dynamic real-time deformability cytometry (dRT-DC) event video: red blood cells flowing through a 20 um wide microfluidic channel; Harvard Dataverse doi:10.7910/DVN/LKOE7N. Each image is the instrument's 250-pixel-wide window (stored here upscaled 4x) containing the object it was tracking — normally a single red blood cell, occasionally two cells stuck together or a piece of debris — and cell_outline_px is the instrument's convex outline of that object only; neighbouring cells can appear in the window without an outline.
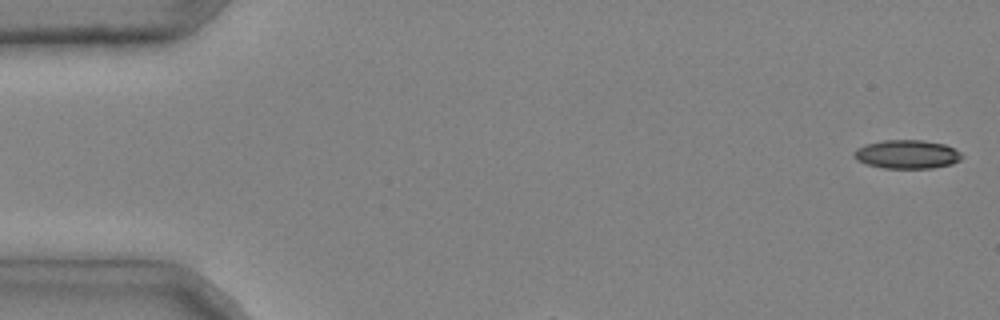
{"species": "common noctule bat (a hibernating species)", "species_latin": "Nyctalus noctula", "temperature_condition": "cold", "stored_images_in_passage": 6, "camera_frame_rate_fps": 3000, "um_per_image_px": 0.085, "animal": {"sex": "male", "body_mass_g": 20.4}, "frame": {"image": 1, "passage_image": 1, "time_ms": 0.0, "image_size_px": [1000, 320], "cell_outline_px": [[964, 156], [960, 160], [952, 164], [932, 168], [884, 168], [864, 164], [856, 160], [852, 156], [852, 152], [856, 148], [864, 144], [884, 140], [924, 140], [944, 144], [960, 152]], "centroid_in_image_um": [77.04, 13.12], "position_along_channel_um": 8.0, "area_um2": 18.26}}
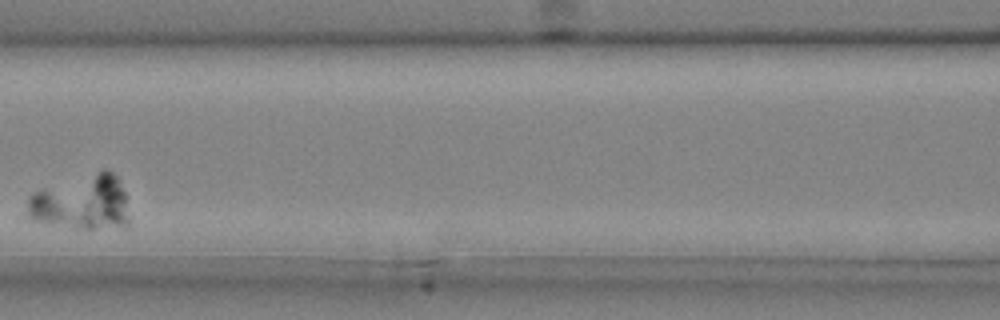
{"frame": {"image": 2, "passage_image": 5, "time_ms": 1.333, "image_size_px": [1000, 320], "cell_outline_px": [[128, 224], [92, 228], [80, 228], [48, 224], [32, 220], [28, 216], [28, 196], [32, 192], [104, 168], [112, 172], [120, 180], [124, 192], [128, 220]], "centroid_in_image_um": [6.91, 17.18], "position_along_channel_um": 159.7, "area_um2": 32.19}}
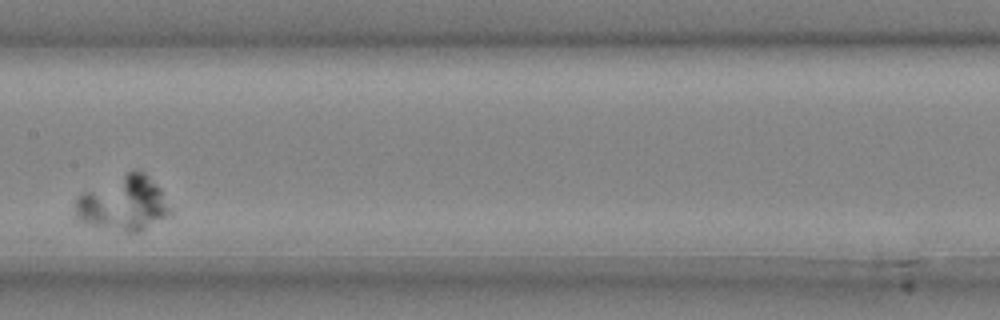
{"frame": {"image": 3, "passage_image": 6, "time_ms": 1.667, "image_size_px": [1000, 320], "cell_outline_px": [[172, 216], [140, 232], [128, 232], [84, 224], [76, 220], [72, 216], [76, 196], [84, 192], [128, 172], [144, 172], [160, 188], [172, 208]], "centroid_in_image_um": [10.49, 17.35], "position_along_channel_um": 196.9, "area_um2": 30.63}}